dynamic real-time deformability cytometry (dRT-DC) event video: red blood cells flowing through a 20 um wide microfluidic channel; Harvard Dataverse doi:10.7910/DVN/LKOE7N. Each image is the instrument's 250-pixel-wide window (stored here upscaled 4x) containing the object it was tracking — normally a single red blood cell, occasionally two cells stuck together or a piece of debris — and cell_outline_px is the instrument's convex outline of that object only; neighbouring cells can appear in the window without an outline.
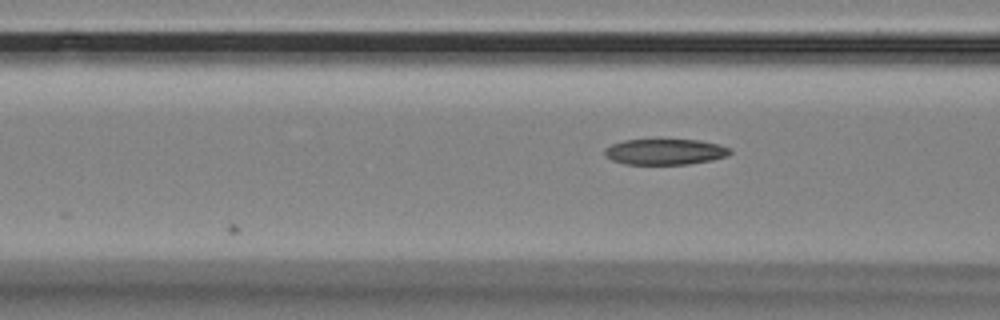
{"species": "Egyptian fruit bat (a non-hibernating species)", "species_latin": "Rousettus aegyptiacus", "temperature_condition": "room temperature", "stored_images_in_passage": 4, "camera_frame_rate_fps": 3000, "um_per_image_px": 0.085, "animal": {"sex": "female"}, "frame": {"image": 1, "passage_image": 4, "time_ms": 1.0, "image_size_px": [1000, 320], "cell_outline_px": [[732, 152], [728, 156], [712, 160], [688, 164], [624, 164], [612, 160], [604, 156], [604, 148], [612, 144], [624, 140], [700, 140], [720, 144], [732, 148]], "centroid_in_image_um": [56.55, 12.9], "position_along_channel_um": 110.0, "area_um2": 19.02}}